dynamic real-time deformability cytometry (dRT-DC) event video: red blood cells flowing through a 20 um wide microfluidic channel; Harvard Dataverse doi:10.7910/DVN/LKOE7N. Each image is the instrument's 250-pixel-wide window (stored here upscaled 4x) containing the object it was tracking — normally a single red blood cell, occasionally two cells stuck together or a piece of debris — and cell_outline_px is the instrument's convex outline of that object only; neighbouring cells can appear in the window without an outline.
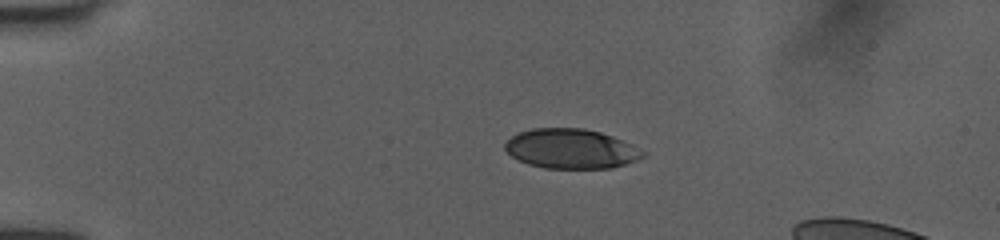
{"species": "human", "species_latin": "Homo sapiens", "temperature_condition": "room temperature", "stored_images_in_passage": 40, "camera_frame_rate_fps": 3000, "um_per_image_px": 0.085, "donor": {"sex": "female"}, "frame": {"image": 1, "passage_image": 1, "time_ms": 0.0, "image_size_px": [1000, 240], "cell_outline_px": [[648, 152], [644, 156], [636, 160], [612, 168], [544, 168], [528, 164], [512, 156], [504, 148], [504, 144], [512, 136], [520, 132], [532, 128], [584, 128], [600, 132], [612, 136], [632, 144]], "centroid_in_image_um": [48.56, 12.64], "position_along_channel_um": 36.4, "area_um2": 31.85}}
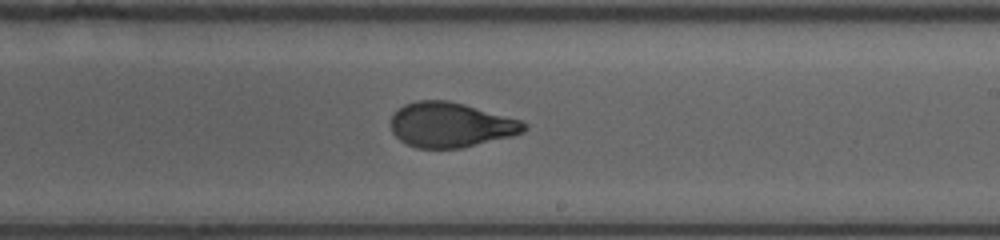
{"frame": {"image": 2, "passage_image": 21, "time_ms": 6.667, "image_size_px": [1000, 240], "cell_outline_px": [[528, 128], [524, 132], [512, 136], [460, 148], [416, 148], [400, 140], [392, 132], [392, 116], [404, 104], [420, 100], [448, 100], [464, 104], [520, 120], [528, 124]], "centroid_in_image_um": [38.33, 10.61], "position_along_channel_um": 250.7, "area_um2": 34.56}}
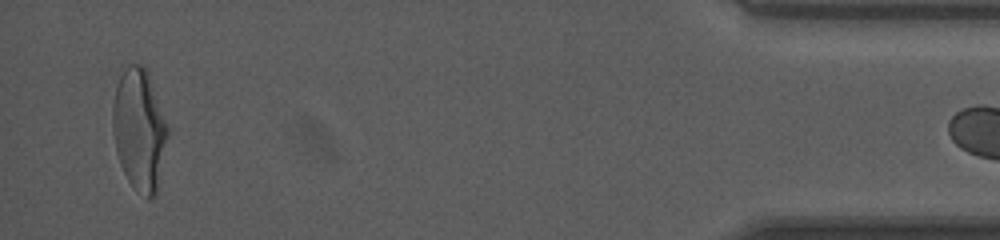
{"frame": {"image": 3, "passage_image": 39, "time_ms": 12.667, "image_size_px": [1000, 240], "cell_outline_px": [[168, 136], [156, 192], [148, 200], [136, 192], [128, 180], [120, 164], [116, 152], [112, 128], [112, 108], [116, 84], [124, 68], [128, 64], [144, 64], [148, 72], [168, 124]], "centroid_in_image_um": [11.83, 10.99], "position_along_channel_um": 423.4, "area_um2": 39.25}}